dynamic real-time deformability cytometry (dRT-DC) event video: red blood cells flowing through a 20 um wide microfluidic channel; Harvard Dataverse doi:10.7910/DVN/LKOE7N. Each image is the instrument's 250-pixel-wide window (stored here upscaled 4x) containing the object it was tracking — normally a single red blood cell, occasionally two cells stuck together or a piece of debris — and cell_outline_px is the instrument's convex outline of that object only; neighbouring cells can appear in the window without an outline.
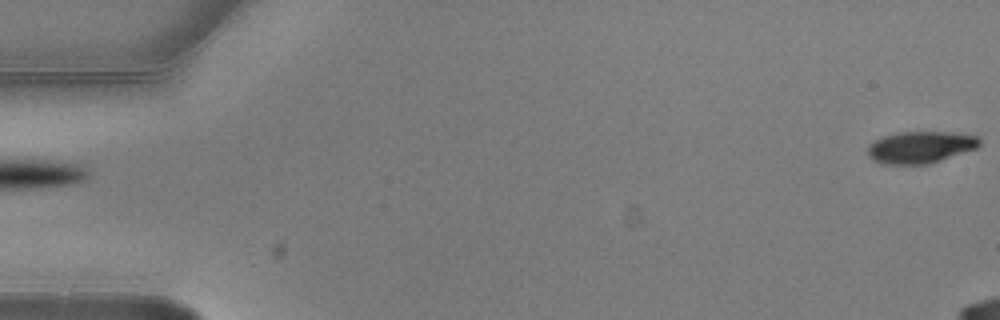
{"species": "common noctule bat (a hibernating species)", "species_latin": "Nyctalus noctula", "temperature_condition": "warm", "stored_images_in_passage": 6, "segment_of_instrument_passage": [2, 2], "camera_frame_rate_fps": 3000, "um_per_image_px": 0.085, "animal": {"sex": "male", "body_mass_g": 20.5, "forearm_length_mm": 52.5}, "frame": {"image": 1, "passage_image": 6, "time_ms": 1.667, "image_size_px": [1000, 320], "cell_outline_px": [[980, 144], [976, 148], [928, 164], [888, 164], [872, 160], [868, 156], [868, 148], [876, 140], [884, 136], [900, 132], [948, 132], [976, 136], [980, 140]], "centroid_in_image_um": [78.23, 12.51], "position_along_channel_um": 6.8, "area_um2": 20.35}}